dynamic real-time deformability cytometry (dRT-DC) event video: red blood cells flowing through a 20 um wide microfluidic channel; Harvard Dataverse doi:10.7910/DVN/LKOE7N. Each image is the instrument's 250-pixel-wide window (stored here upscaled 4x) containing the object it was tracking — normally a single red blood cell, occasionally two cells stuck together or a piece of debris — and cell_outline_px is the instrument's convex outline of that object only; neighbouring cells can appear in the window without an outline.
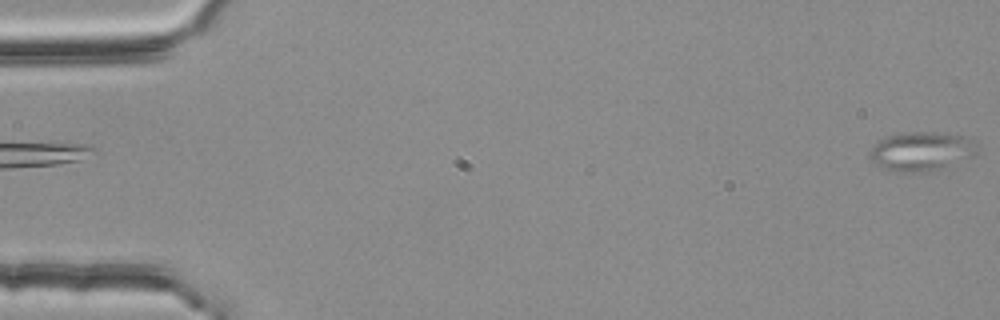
{"species": "common noctule bat (a hibernating species)", "species_latin": "Nyctalus noctula", "temperature_condition": "room temperature", "stored_images_in_passage": 55, "camera_frame_rate_fps": 3000, "um_per_image_px": 0.085, "animal": {"sex": "female", "body_mass_g": 25.1}, "frame": {"image": 1, "passage_image": 1, "time_ms": 0.0, "image_size_px": [1000, 320], "cell_outline_px": [[976, 156], [936, 168], [920, 172], [892, 172], [876, 164], [868, 156], [868, 152], [884, 136], [916, 132], [932, 132], [964, 136], [976, 140]], "centroid_in_image_um": [78.3, 12.85], "position_along_channel_um": 6.7, "area_um2": 24.1}}
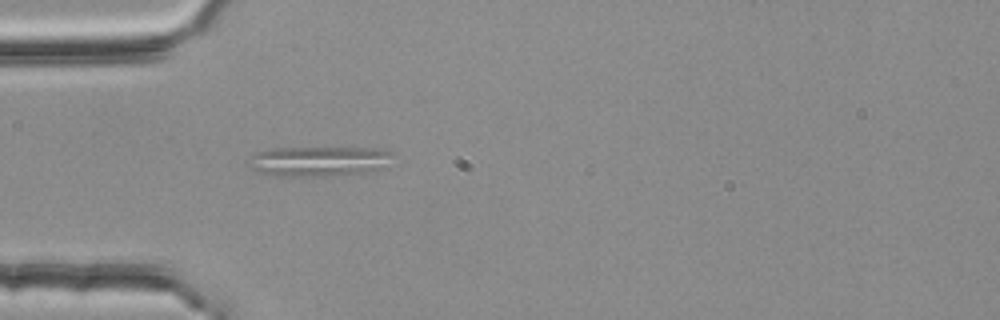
{"frame": {"image": 2, "passage_image": 17, "time_ms": 5.333, "image_size_px": [1000, 320], "cell_outline_px": [[392, 152], [372, 172], [332, 176], [280, 176], [260, 172], [252, 168], [248, 164], [252, 152], [276, 148], [388, 148]], "centroid_in_image_um": [27.0, 13.7], "position_along_channel_um": 58.0, "area_um2": 24.91}, "authors_computed_cell_mechanics": {"area_um2": 10.1728, "velocity_mm_per_s": 3.7775, "shape_relaxation_time_tau1_ms": 3.0624, "shape_relaxation_time_tau2_ms": 0.2293, "deformation_change_tau1": null, "deformation_change_tau2": null}}